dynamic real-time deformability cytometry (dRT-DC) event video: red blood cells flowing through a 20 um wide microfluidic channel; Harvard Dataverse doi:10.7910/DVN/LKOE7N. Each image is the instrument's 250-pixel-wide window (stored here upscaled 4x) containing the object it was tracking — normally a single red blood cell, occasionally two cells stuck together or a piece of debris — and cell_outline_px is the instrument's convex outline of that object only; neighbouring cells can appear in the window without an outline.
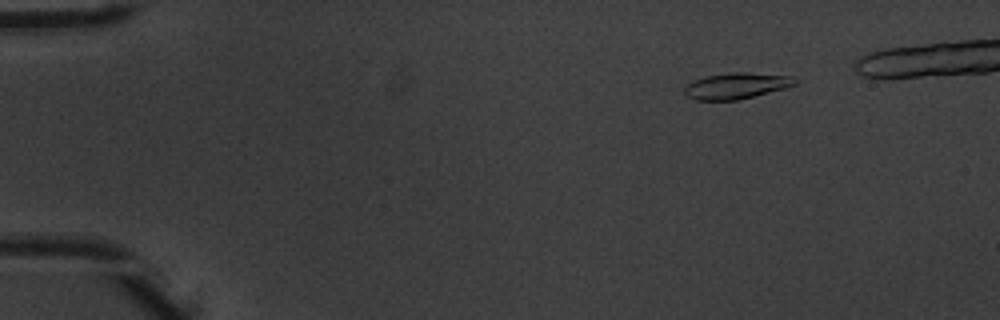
{"species": "common noctule bat (a hibernating species)", "species_latin": "Nyctalus noctula", "temperature_condition": "warm", "stored_images_in_passage": 48, "camera_frame_rate_fps": 3000, "um_per_image_px": 0.085, "animal": {"sex": "male", "body_mass_g": 20.1, "forearm_length_mm": 53.5}, "frame": {"image": 1, "passage_image": 8, "time_ms": 2.333, "image_size_px": [1000, 320], "cell_outline_px": [[796, 84], [788, 88], [736, 100], [696, 100], [688, 96], [684, 92], [684, 88], [688, 84], [696, 80], [708, 76], [732, 72], [748, 72], [792, 76], [796, 80]], "centroid_in_image_um": [62.64, 7.29], "position_along_channel_um": 22.4, "area_um2": 16.65}}
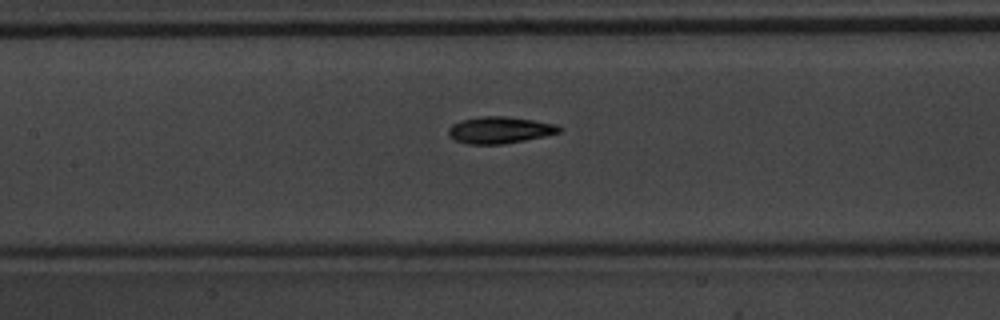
{"frame": {"image": 2, "passage_image": 26, "time_ms": 8.333, "image_size_px": [1000, 320], "cell_outline_px": [[564, 128], [560, 132], [544, 136], [504, 144], [468, 144], [456, 140], [448, 132], [448, 128], [452, 124], [460, 120], [480, 116], [504, 116], [532, 120], [556, 124]], "centroid_in_image_um": [42.49, 11.04], "position_along_channel_um": 164.9, "area_um2": 17.17}}
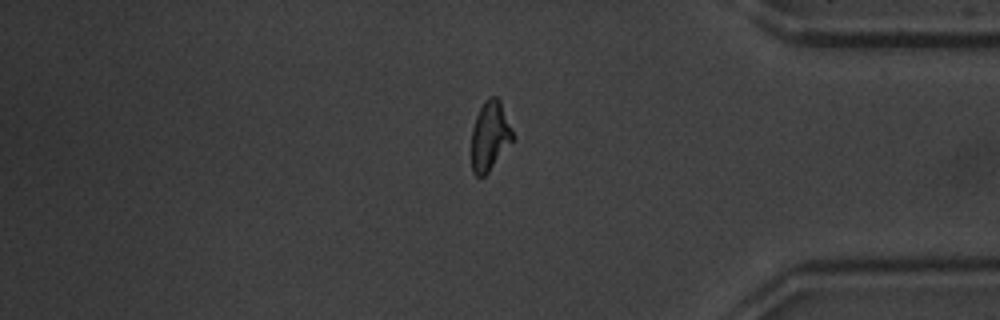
{"frame": {"image": 3, "passage_image": 45, "time_ms": 14.667, "image_size_px": [1000, 320], "cell_outline_px": [[516, 136], [488, 172], [484, 176], [476, 176], [472, 172], [472, 128], [476, 116], [484, 100], [488, 96], [496, 96], [500, 100]], "centroid_in_image_um": [41.65, 11.52], "position_along_channel_um": 393.5, "area_um2": 16.76}}